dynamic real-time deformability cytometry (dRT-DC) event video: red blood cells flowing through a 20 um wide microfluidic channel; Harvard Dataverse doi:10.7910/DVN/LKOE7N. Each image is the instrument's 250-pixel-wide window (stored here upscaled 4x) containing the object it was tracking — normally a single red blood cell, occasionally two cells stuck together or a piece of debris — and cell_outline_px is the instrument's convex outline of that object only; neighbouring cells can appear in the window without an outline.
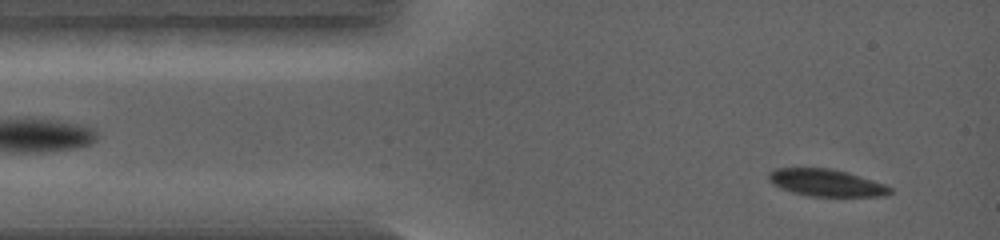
{"species": "common noctule bat (a hibernating species)", "species_latin": "Nyctalus noctula", "temperature_condition": "warm", "stored_images_in_passage": 17, "camera_frame_rate_fps": 5000, "um_per_image_px": 0.085, "animal": {"sex": "female", "body_mass_g": 19.0, "forearm_length_mm": 56.7}, "frame": {"image": 1, "passage_image": 3, "time_ms": 0.4, "image_size_px": [1000, 240], "cell_outline_px": [[892, 192], [884, 196], [808, 196], [792, 192], [780, 188], [772, 184], [768, 180], [768, 172], [772, 168], [832, 168], [848, 172], [884, 184], [892, 188]], "centroid_in_image_um": [70.18, 15.53], "position_along_channel_um": 14.8, "area_um2": 19.31}}
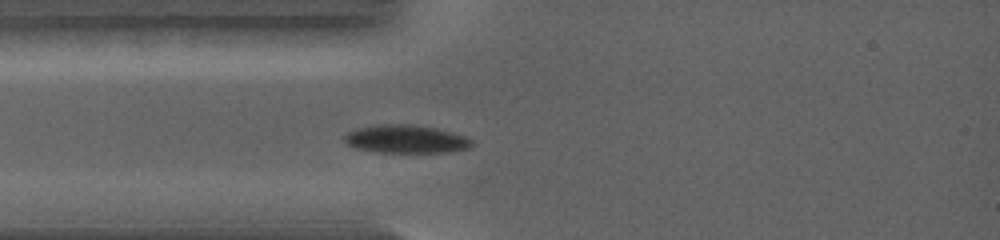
{"frame": {"image": 2, "passage_image": 11, "time_ms": 2.0, "image_size_px": [1000, 240], "cell_outline_px": [[476, 144], [468, 148], [452, 152], [372, 152], [356, 148], [348, 144], [344, 140], [344, 136], [348, 132], [356, 128], [372, 124], [412, 124], [436, 128], [468, 136]], "centroid_in_image_um": [34.53, 11.81], "position_along_channel_um": 50.5, "area_um2": 21.27}}
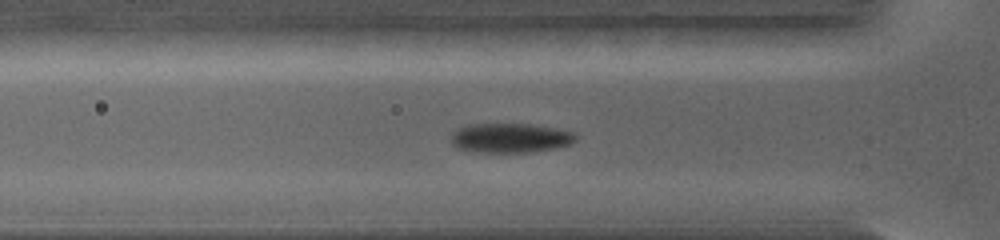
{"frame": {"image": 3, "passage_image": 14, "time_ms": 2.6, "image_size_px": [1000, 240], "cell_outline_px": [[576, 140], [572, 144], [556, 148], [532, 152], [472, 152], [456, 148], [452, 144], [452, 132], [468, 124], [536, 124], [576, 132]], "centroid_in_image_um": [43.41, 11.73], "position_along_channel_um": 82.4, "area_um2": 21.73}}